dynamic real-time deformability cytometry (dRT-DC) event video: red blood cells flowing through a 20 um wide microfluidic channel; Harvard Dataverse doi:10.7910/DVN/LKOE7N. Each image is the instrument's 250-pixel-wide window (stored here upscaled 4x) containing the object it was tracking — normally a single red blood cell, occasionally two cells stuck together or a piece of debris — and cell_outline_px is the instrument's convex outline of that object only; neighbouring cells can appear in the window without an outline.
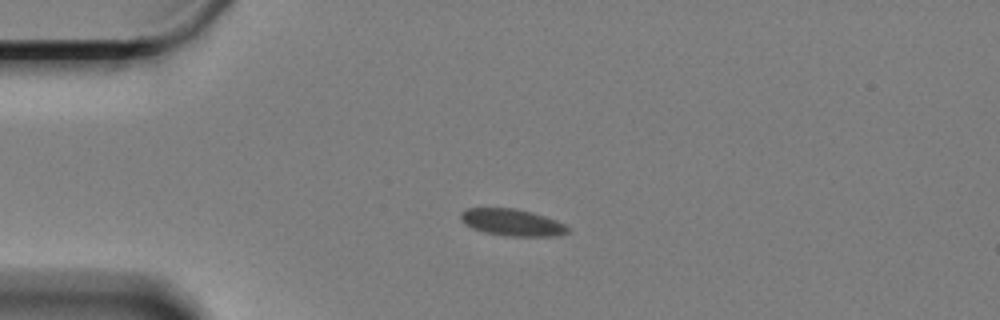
{"species": "Egyptian fruit bat (a non-hibernating species)", "species_latin": "Rousettus aegyptiacus", "temperature_condition": "cold", "stored_images_in_passage": 47, "camera_frame_rate_fps": 3000, "um_per_image_px": 0.085, "animal": {"sex": "female"}, "frame": {"image": 1, "passage_image": 1, "time_ms": 0.0, "image_size_px": [1000, 320], "cell_outline_px": [[568, 232], [556, 236], [508, 236], [484, 232], [472, 228], [464, 224], [460, 220], [460, 212], [464, 208], [516, 208], [532, 212], [556, 220], [564, 224], [568, 228]], "centroid_in_image_um": [43.47, 18.9], "position_along_channel_um": 41.5, "area_um2": 16.82}}
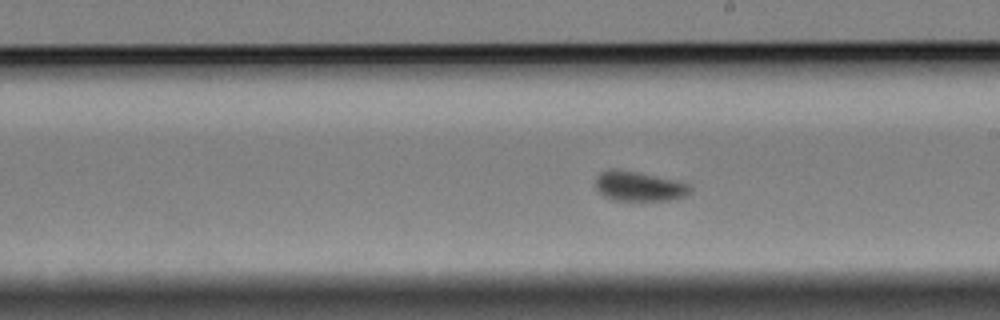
{"frame": {"image": 2, "passage_image": 21, "time_ms": 6.667, "image_size_px": [1000, 320], "cell_outline_px": [[692, 192], [688, 196], [668, 200], [612, 200], [604, 196], [596, 188], [596, 176], [600, 172], [608, 168], [612, 168], [640, 172], [680, 180], [692, 184]], "centroid_in_image_um": [54.38, 15.81], "position_along_channel_um": 234.6, "area_um2": 16.94}}
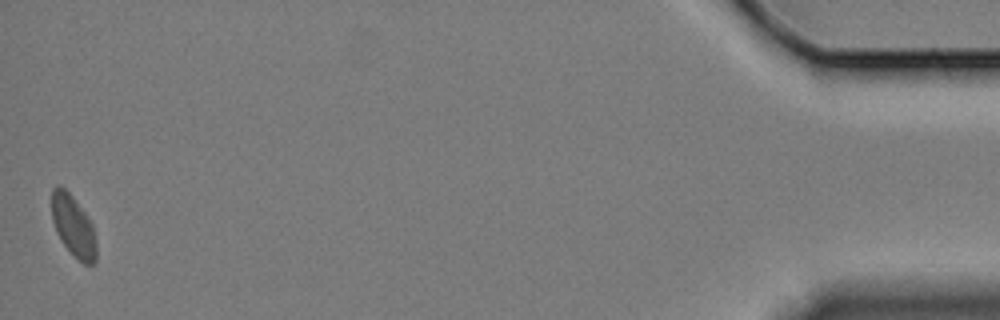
{"frame": {"image": 3, "passage_image": 47, "time_ms": 15.333, "image_size_px": [1000, 320], "cell_outline_px": [[96, 264], [84, 264], [64, 244], [56, 232], [52, 220], [52, 188], [56, 184], [60, 184], [72, 196], [84, 212], [92, 224], [96, 244]], "centroid_in_image_um": [6.22, 19.19], "position_along_channel_um": 429.0, "area_um2": 15.66}, "authors_computed_cell_mechanics": {"area_um2": 16.5886, "velocity_mm_per_s": 3.2766, "shape_relaxation_time_tau1_ms": 2.0524, "shape_relaxation_time_tau2_ms": null, "deformation_change_tau1": 0.0938, "deformation_change_tau2": null}}